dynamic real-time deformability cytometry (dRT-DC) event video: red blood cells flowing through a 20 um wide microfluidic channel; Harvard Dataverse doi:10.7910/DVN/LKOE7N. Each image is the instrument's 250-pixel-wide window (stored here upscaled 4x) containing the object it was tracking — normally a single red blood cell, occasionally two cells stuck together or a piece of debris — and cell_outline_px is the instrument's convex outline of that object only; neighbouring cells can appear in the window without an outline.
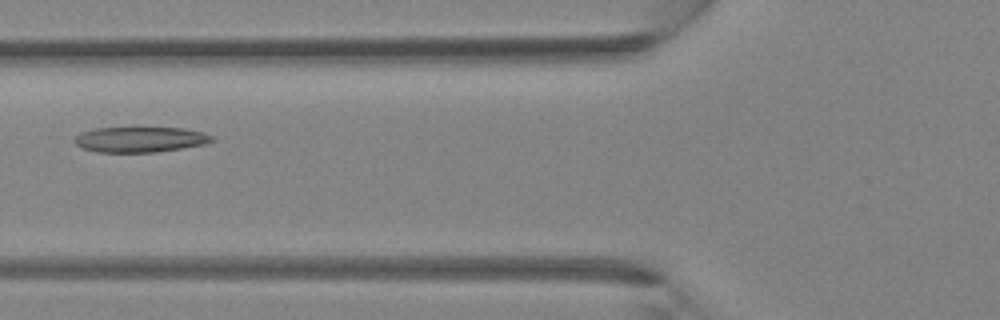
{"species": "Egyptian fruit bat (a non-hibernating species)", "species_latin": "Rousettus aegyptiacus", "temperature_condition": "room temperature", "stored_images_in_passage": 4, "camera_frame_rate_fps": 3000, "um_per_image_px": 0.085, "animal": {"sex": "female"}, "frame": {"image": 1, "passage_image": 4, "time_ms": 3.333, "image_size_px": [1000, 320], "cell_outline_px": [[216, 140], [204, 144], [156, 152], [96, 152], [84, 148], [76, 144], [72, 140], [80, 132], [92, 128], [132, 124], [184, 128], [204, 132], [212, 136]], "centroid_in_image_um": [11.88, 11.78], "position_along_channel_um": 113.9, "area_um2": 21.68}}